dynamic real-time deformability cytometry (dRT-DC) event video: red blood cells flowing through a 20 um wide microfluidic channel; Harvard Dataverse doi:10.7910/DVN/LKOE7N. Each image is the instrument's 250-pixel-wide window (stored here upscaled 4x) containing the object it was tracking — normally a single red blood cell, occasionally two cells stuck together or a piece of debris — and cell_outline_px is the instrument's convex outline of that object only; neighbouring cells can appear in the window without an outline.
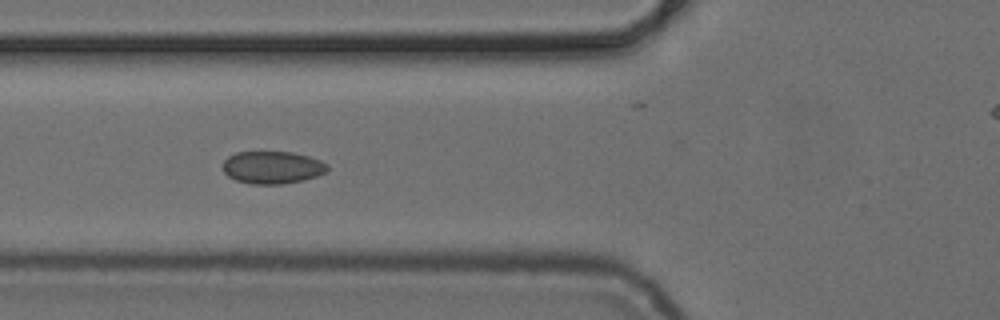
{"species": "common noctule bat (a hibernating species)", "species_latin": "Nyctalus noctula", "temperature_condition": "cold", "stored_images_in_passage": 8, "camera_frame_rate_fps": 3000, "um_per_image_px": 0.085, "animal": {"sex": "female", "body_mass_g": 24.6, "forearm_length_mm": 56.2}, "frame": {"image": 1, "passage_image": 4, "time_ms": 4.333, "image_size_px": [1000, 320], "cell_outline_px": [[328, 172], [304, 180], [280, 184], [252, 184], [236, 180], [228, 176], [224, 172], [224, 160], [228, 156], [236, 152], [292, 152], [308, 156], [320, 160], [328, 164]], "centroid_in_image_um": [23.17, 14.23], "position_along_channel_um": 102.6, "area_um2": 19.83}}
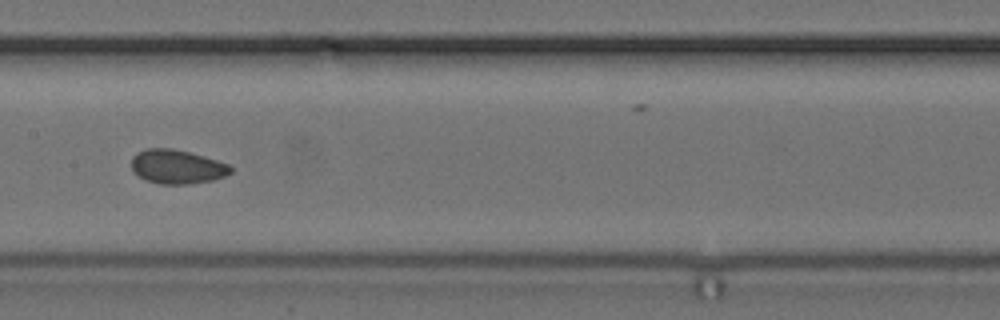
{"frame": {"image": 2, "passage_image": 6, "time_ms": 6.667, "image_size_px": [1000, 320], "cell_outline_px": [[232, 172], [224, 176], [212, 180], [188, 184], [160, 184], [144, 180], [132, 172], [132, 156], [136, 152], [148, 148], [172, 148], [204, 156], [228, 164], [232, 168]], "centroid_in_image_um": [15.01, 14.17], "position_along_channel_um": 192.4, "area_um2": 19.77}}
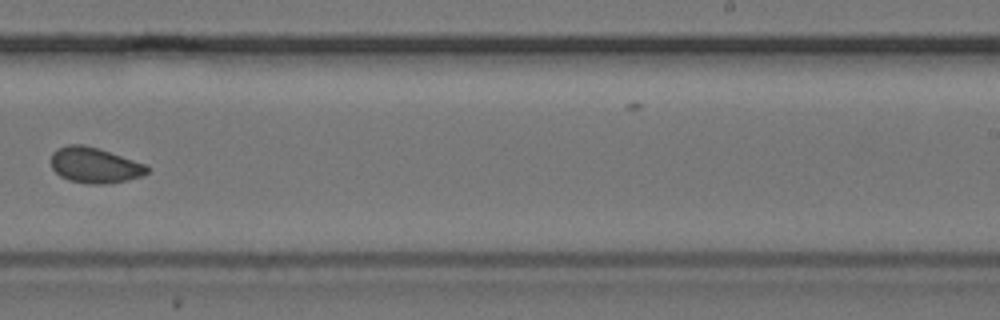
{"frame": {"image": 3, "passage_image": 8, "time_ms": 9.0, "image_size_px": [1000, 320], "cell_outline_px": [[148, 172], [144, 176], [128, 180], [104, 184], [92, 184], [68, 180], [60, 176], [52, 168], [52, 152], [56, 148], [68, 144], [84, 144], [148, 164]], "centroid_in_image_um": [8.07, 14.04], "position_along_channel_um": 280.9, "area_um2": 20.06}}